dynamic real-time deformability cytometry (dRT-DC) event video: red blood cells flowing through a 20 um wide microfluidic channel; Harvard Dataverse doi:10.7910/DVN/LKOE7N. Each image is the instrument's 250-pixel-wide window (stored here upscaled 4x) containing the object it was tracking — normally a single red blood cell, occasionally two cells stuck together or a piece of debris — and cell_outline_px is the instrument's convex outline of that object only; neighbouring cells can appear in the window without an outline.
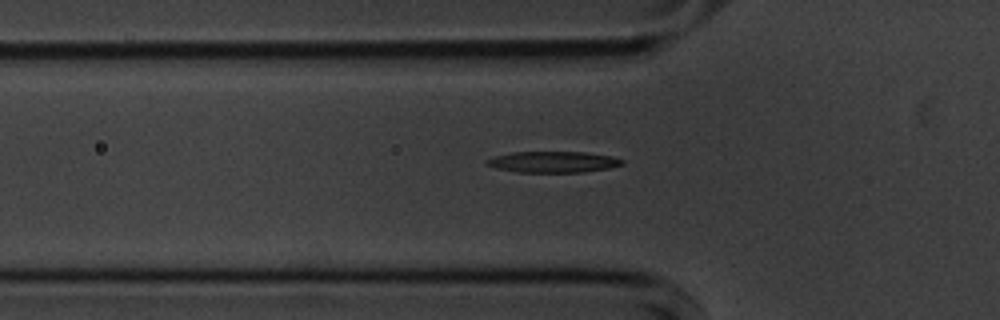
{"species": "common noctule bat (a hibernating species)", "species_latin": "Nyctalus noctula", "temperature_condition": "cold", "stored_images_in_passage": 52, "segment_of_instrument_passage": [1, 2], "camera_frame_rate_fps": 3000, "um_per_image_px": 0.085, "animal": {"sex": "male", "body_mass_g": 20.1, "forearm_length_mm": 53.5}, "frame": {"image": 1, "passage_image": 18, "time_ms": 5.667, "image_size_px": [1000, 320], "cell_outline_px": [[624, 164], [608, 168], [584, 172], [520, 172], [496, 168], [488, 164], [484, 160], [496, 156], [512, 152], [584, 152], [612, 156], [624, 160]], "centroid_in_image_um": [47.05, 13.76], "position_along_channel_um": 78.8, "area_um2": 16.53}}
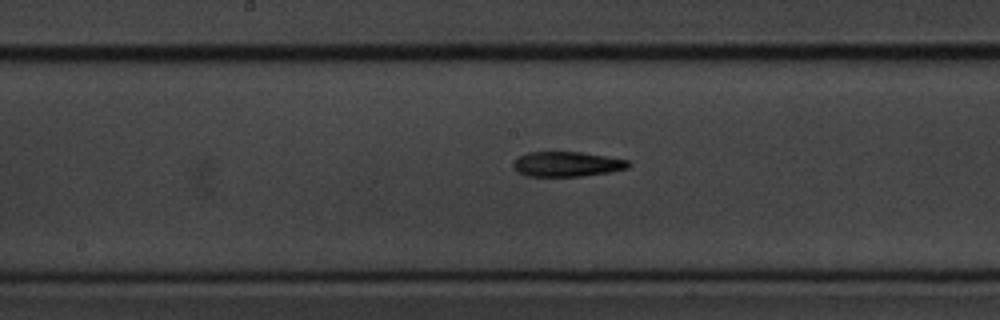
{"frame": {"image": 2, "passage_image": 28, "time_ms": 9.0, "image_size_px": [1000, 320], "cell_outline_px": [[632, 164], [628, 168], [608, 172], [580, 176], [528, 176], [512, 168], [512, 164], [520, 156], [528, 152], [580, 152], [628, 160]], "centroid_in_image_um": [48.19, 13.95], "position_along_channel_um": 200.0, "area_um2": 16.53}}
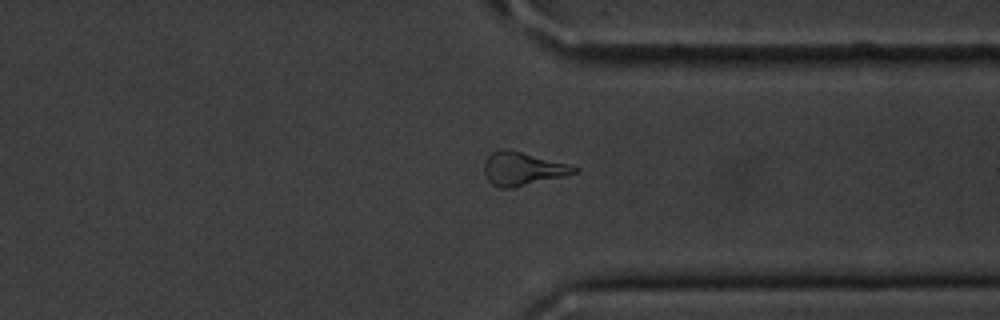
{"frame": {"image": 3, "passage_image": 42, "time_ms": 13.667, "image_size_px": [1000, 320], "cell_outline_px": [[580, 168], [576, 172], [564, 176], [512, 188], [500, 188], [492, 184], [488, 180], [484, 172], [484, 160], [492, 152], [500, 148], [520, 152], [568, 164]], "centroid_in_image_um": [44.38, 14.35], "position_along_channel_um": 367.0, "area_um2": 17.22}}